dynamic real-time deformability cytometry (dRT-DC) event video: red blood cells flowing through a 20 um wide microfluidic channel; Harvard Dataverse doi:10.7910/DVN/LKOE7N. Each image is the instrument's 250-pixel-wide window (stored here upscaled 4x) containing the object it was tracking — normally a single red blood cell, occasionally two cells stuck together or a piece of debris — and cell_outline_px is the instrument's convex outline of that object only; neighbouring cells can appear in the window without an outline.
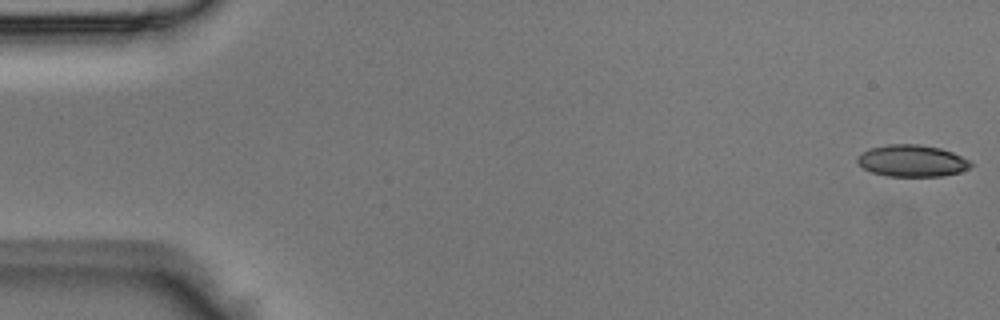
{"species": "Egyptian fruit bat (a non-hibernating species)", "species_latin": "Rousettus aegyptiacus", "temperature_condition": "room temperature", "stored_images_in_passage": 47, "camera_frame_rate_fps": 3000, "um_per_image_px": 0.085, "animal": {"sex": "male"}, "frame": {"image": 1, "passage_image": 1, "time_ms": 0.0, "image_size_px": [1000, 320], "cell_outline_px": [[972, 164], [968, 168], [960, 172], [944, 176], [888, 176], [872, 172], [864, 168], [856, 160], [856, 156], [872, 148], [888, 144], [920, 144], [940, 148], [952, 152], [968, 160]], "centroid_in_image_um": [77.52, 13.67], "position_along_channel_um": 7.5, "area_um2": 20.81}}
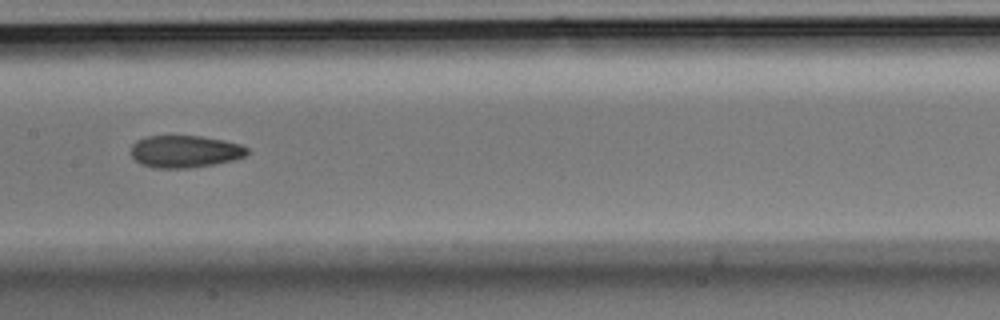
{"frame": {"image": 2, "passage_image": 25, "time_ms": 8.0, "image_size_px": [1000, 320], "cell_outline_px": [[248, 152], [244, 156], [232, 160], [212, 164], [188, 168], [152, 168], [140, 164], [132, 156], [132, 144], [136, 140], [148, 136], [200, 136], [224, 140], [240, 144], [248, 148]], "centroid_in_image_um": [15.69, 12.87], "position_along_channel_um": 191.7, "area_um2": 21.73}}
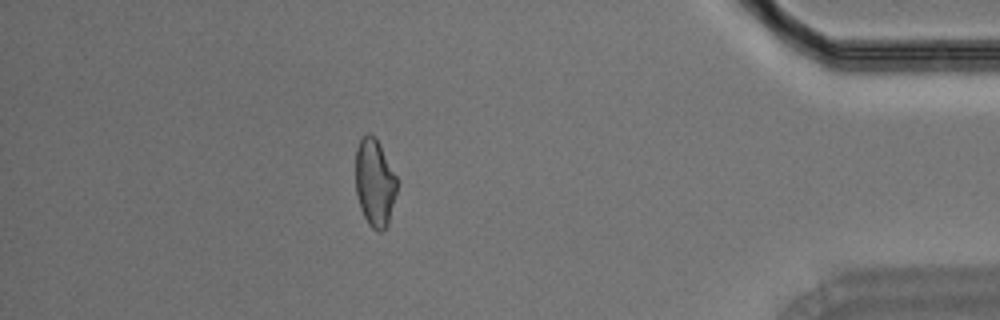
{"frame": {"image": 3, "passage_image": 44, "time_ms": 14.333, "image_size_px": [1000, 320], "cell_outline_px": [[396, 192], [388, 224], [380, 232], [372, 228], [368, 224], [360, 208], [356, 192], [356, 148], [360, 136], [368, 132], [376, 136], [396, 176]], "centroid_in_image_um": [31.83, 15.48], "position_along_channel_um": 403.4, "area_um2": 21.15}}